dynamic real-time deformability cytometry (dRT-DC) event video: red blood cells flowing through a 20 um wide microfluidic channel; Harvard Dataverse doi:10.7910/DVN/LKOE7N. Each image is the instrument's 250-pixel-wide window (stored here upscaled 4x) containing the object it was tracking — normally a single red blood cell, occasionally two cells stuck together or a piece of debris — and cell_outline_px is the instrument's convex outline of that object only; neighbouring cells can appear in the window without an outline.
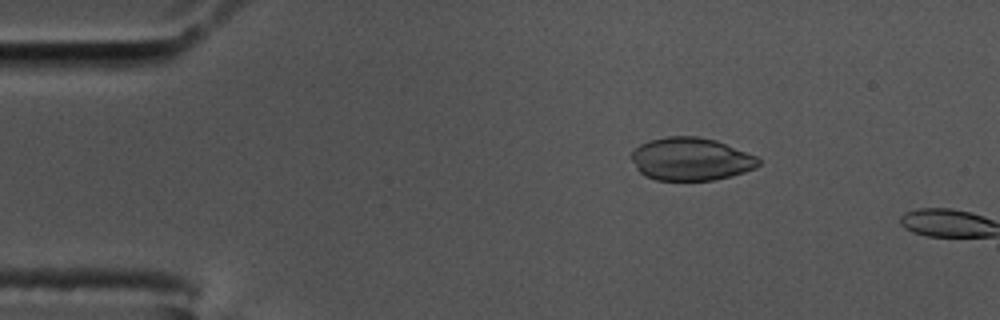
{"species": "common noctule bat (a hibernating species)", "species_latin": "Nyctalus noctula", "temperature_condition": "cold", "stored_images_in_passage": 4, "camera_frame_rate_fps": 3000, "um_per_image_px": 0.085, "animal": {"sex": "male", "body_mass_g": 17.5, "forearm_length_mm": 52.3}, "frame": {"image": 1, "passage_image": 2, "time_ms": 0.333, "image_size_px": [1000, 320], "cell_outline_px": [[760, 164], [756, 168], [744, 172], [712, 180], [656, 180], [644, 176], [636, 168], [632, 160], [632, 152], [640, 144], [648, 140], [668, 136], [696, 136], [716, 140], [756, 156], [760, 160]], "centroid_in_image_um": [58.71, 13.52], "position_along_channel_um": 26.3, "area_um2": 31.67}}